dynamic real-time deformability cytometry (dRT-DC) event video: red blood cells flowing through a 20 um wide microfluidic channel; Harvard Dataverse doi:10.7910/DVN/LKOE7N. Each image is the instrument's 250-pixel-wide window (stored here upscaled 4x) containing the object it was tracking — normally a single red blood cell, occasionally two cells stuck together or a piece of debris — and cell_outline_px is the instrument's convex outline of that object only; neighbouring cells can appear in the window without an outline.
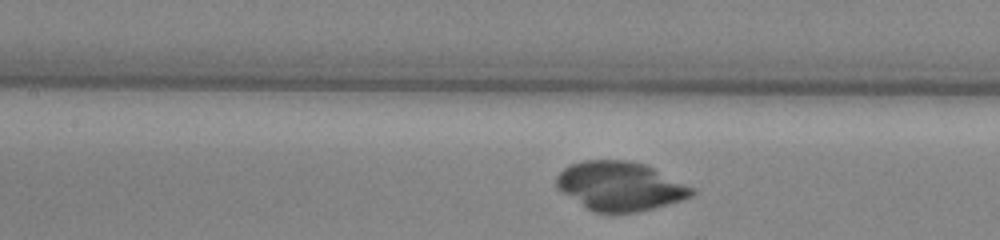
{"species": "common noctule bat (a hibernating species)", "species_latin": "Nyctalus noctula", "temperature_condition": "warm", "stored_images_in_passage": 42, "segment_of_instrument_passage": [2, 2], "camera_frame_rate_fps": 3000, "um_per_image_px": 0.085, "animal": {"sex": "male", "body_mass_g": 13.0, "forearm_length_mm": 53.1}, "frame": {"image": 1, "passage_image": 24, "time_ms": 7.667, "image_size_px": [1000, 240], "cell_outline_px": [[696, 192], [692, 196], [684, 200], [640, 212], [592, 212], [556, 188], [556, 176], [564, 168], [572, 164], [584, 160], [628, 160], [644, 164], [696, 188]], "centroid_in_image_um": [52.73, 15.83], "position_along_channel_um": 154.7, "area_um2": 38.78}}
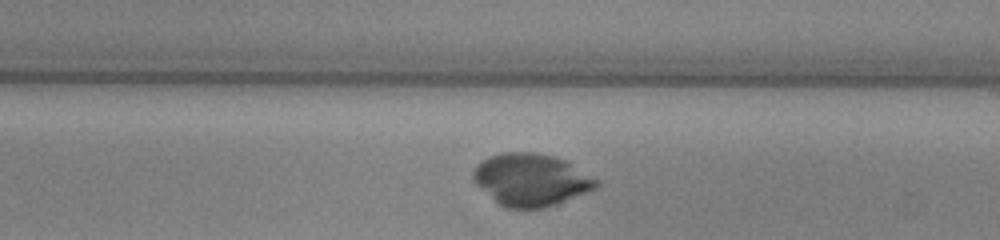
{"frame": {"image": 2, "passage_image": 31, "time_ms": 10.0, "image_size_px": [1000, 240], "cell_outline_px": [[600, 184], [596, 188], [544, 208], [504, 208], [476, 184], [472, 180], [472, 172], [476, 164], [488, 156], [504, 152], [536, 152], [568, 160], [600, 180]], "centroid_in_image_um": [45.14, 15.25], "position_along_channel_um": 243.9, "area_um2": 37.74}}
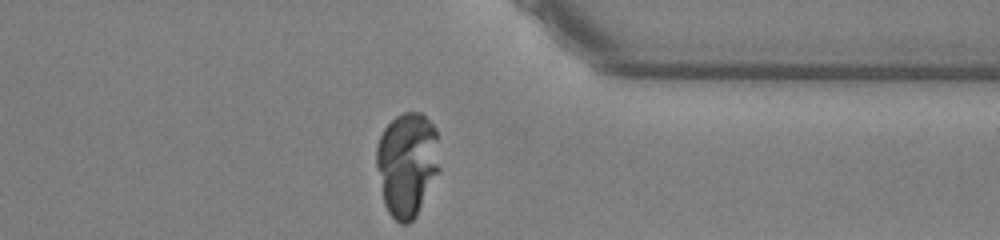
{"frame": {"image": 3, "passage_image": 42, "time_ms": 13.667, "image_size_px": [1000, 240], "cell_outline_px": [[440, 168], [416, 216], [408, 224], [400, 224], [388, 212], [384, 204], [376, 164], [376, 148], [380, 136], [384, 128], [396, 116], [404, 112], [420, 112], [436, 128]], "centroid_in_image_um": [34.6, 13.95], "position_along_channel_um": 376.8, "area_um2": 38.32}}